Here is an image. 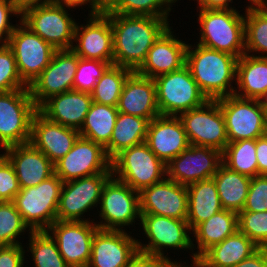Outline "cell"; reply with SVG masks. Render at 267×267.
I'll return each instance as SVG.
<instances>
[{
  "label": "cell",
  "instance_id": "obj_1",
  "mask_svg": "<svg viewBox=\"0 0 267 267\" xmlns=\"http://www.w3.org/2000/svg\"><path fill=\"white\" fill-rule=\"evenodd\" d=\"M113 30L114 65L137 71L155 41L169 27L165 18L104 13Z\"/></svg>",
  "mask_w": 267,
  "mask_h": 267
},
{
  "label": "cell",
  "instance_id": "obj_2",
  "mask_svg": "<svg viewBox=\"0 0 267 267\" xmlns=\"http://www.w3.org/2000/svg\"><path fill=\"white\" fill-rule=\"evenodd\" d=\"M187 45L186 65L201 92L208 100H217L234 94L238 58L200 44Z\"/></svg>",
  "mask_w": 267,
  "mask_h": 267
},
{
  "label": "cell",
  "instance_id": "obj_3",
  "mask_svg": "<svg viewBox=\"0 0 267 267\" xmlns=\"http://www.w3.org/2000/svg\"><path fill=\"white\" fill-rule=\"evenodd\" d=\"M200 45L229 53L245 54L244 16L236 9H200Z\"/></svg>",
  "mask_w": 267,
  "mask_h": 267
},
{
  "label": "cell",
  "instance_id": "obj_4",
  "mask_svg": "<svg viewBox=\"0 0 267 267\" xmlns=\"http://www.w3.org/2000/svg\"><path fill=\"white\" fill-rule=\"evenodd\" d=\"M63 181L56 175L36 186L20 188L13 202L32 231L47 230L57 220Z\"/></svg>",
  "mask_w": 267,
  "mask_h": 267
},
{
  "label": "cell",
  "instance_id": "obj_5",
  "mask_svg": "<svg viewBox=\"0 0 267 267\" xmlns=\"http://www.w3.org/2000/svg\"><path fill=\"white\" fill-rule=\"evenodd\" d=\"M111 171L113 177L140 193L165 178L166 165L143 142L117 154L111 160Z\"/></svg>",
  "mask_w": 267,
  "mask_h": 267
},
{
  "label": "cell",
  "instance_id": "obj_6",
  "mask_svg": "<svg viewBox=\"0 0 267 267\" xmlns=\"http://www.w3.org/2000/svg\"><path fill=\"white\" fill-rule=\"evenodd\" d=\"M154 82L160 115L178 116L202 106L208 100L186 64L178 70L157 76Z\"/></svg>",
  "mask_w": 267,
  "mask_h": 267
},
{
  "label": "cell",
  "instance_id": "obj_7",
  "mask_svg": "<svg viewBox=\"0 0 267 267\" xmlns=\"http://www.w3.org/2000/svg\"><path fill=\"white\" fill-rule=\"evenodd\" d=\"M38 111L29 87L0 92V146L25 144L30 141L31 122Z\"/></svg>",
  "mask_w": 267,
  "mask_h": 267
},
{
  "label": "cell",
  "instance_id": "obj_8",
  "mask_svg": "<svg viewBox=\"0 0 267 267\" xmlns=\"http://www.w3.org/2000/svg\"><path fill=\"white\" fill-rule=\"evenodd\" d=\"M180 118L190 145L209 147L224 152L229 141L225 119L217 100L183 112Z\"/></svg>",
  "mask_w": 267,
  "mask_h": 267
},
{
  "label": "cell",
  "instance_id": "obj_9",
  "mask_svg": "<svg viewBox=\"0 0 267 267\" xmlns=\"http://www.w3.org/2000/svg\"><path fill=\"white\" fill-rule=\"evenodd\" d=\"M229 142L257 139L266 133L265 110L260 100L235 94L217 99Z\"/></svg>",
  "mask_w": 267,
  "mask_h": 267
},
{
  "label": "cell",
  "instance_id": "obj_10",
  "mask_svg": "<svg viewBox=\"0 0 267 267\" xmlns=\"http://www.w3.org/2000/svg\"><path fill=\"white\" fill-rule=\"evenodd\" d=\"M19 24H16L7 45L13 51L22 81L29 87L50 64L56 49L21 20Z\"/></svg>",
  "mask_w": 267,
  "mask_h": 267
},
{
  "label": "cell",
  "instance_id": "obj_11",
  "mask_svg": "<svg viewBox=\"0 0 267 267\" xmlns=\"http://www.w3.org/2000/svg\"><path fill=\"white\" fill-rule=\"evenodd\" d=\"M99 205V216L104 220L96 224L99 229L125 230L122 227L141 218L139 192L113 176L103 186Z\"/></svg>",
  "mask_w": 267,
  "mask_h": 267
},
{
  "label": "cell",
  "instance_id": "obj_12",
  "mask_svg": "<svg viewBox=\"0 0 267 267\" xmlns=\"http://www.w3.org/2000/svg\"><path fill=\"white\" fill-rule=\"evenodd\" d=\"M63 5L49 3L27 10L20 20L56 50L71 49L76 22Z\"/></svg>",
  "mask_w": 267,
  "mask_h": 267
},
{
  "label": "cell",
  "instance_id": "obj_13",
  "mask_svg": "<svg viewBox=\"0 0 267 267\" xmlns=\"http://www.w3.org/2000/svg\"><path fill=\"white\" fill-rule=\"evenodd\" d=\"M140 215V225H142L143 232L149 239V243L143 245L142 242L138 241V250L140 252L168 258L163 253L164 248L193 250L196 247V244H193L194 239L191 240L189 236L192 232H190L191 230L186 220L154 214Z\"/></svg>",
  "mask_w": 267,
  "mask_h": 267
},
{
  "label": "cell",
  "instance_id": "obj_14",
  "mask_svg": "<svg viewBox=\"0 0 267 267\" xmlns=\"http://www.w3.org/2000/svg\"><path fill=\"white\" fill-rule=\"evenodd\" d=\"M112 173H98L63 182L57 207L58 221H90L81 217L100 204L101 193Z\"/></svg>",
  "mask_w": 267,
  "mask_h": 267
},
{
  "label": "cell",
  "instance_id": "obj_15",
  "mask_svg": "<svg viewBox=\"0 0 267 267\" xmlns=\"http://www.w3.org/2000/svg\"><path fill=\"white\" fill-rule=\"evenodd\" d=\"M55 174L63 181L112 173L111 160L105 148L92 140L79 136L72 149L55 164Z\"/></svg>",
  "mask_w": 267,
  "mask_h": 267
},
{
  "label": "cell",
  "instance_id": "obj_16",
  "mask_svg": "<svg viewBox=\"0 0 267 267\" xmlns=\"http://www.w3.org/2000/svg\"><path fill=\"white\" fill-rule=\"evenodd\" d=\"M90 221L56 220L46 231L55 240L59 252L70 267H87L93 236L99 229ZM51 232V233H50Z\"/></svg>",
  "mask_w": 267,
  "mask_h": 267
},
{
  "label": "cell",
  "instance_id": "obj_17",
  "mask_svg": "<svg viewBox=\"0 0 267 267\" xmlns=\"http://www.w3.org/2000/svg\"><path fill=\"white\" fill-rule=\"evenodd\" d=\"M78 61L79 57L72 49L54 52L50 64L29 86L37 108L50 97L73 90Z\"/></svg>",
  "mask_w": 267,
  "mask_h": 267
},
{
  "label": "cell",
  "instance_id": "obj_18",
  "mask_svg": "<svg viewBox=\"0 0 267 267\" xmlns=\"http://www.w3.org/2000/svg\"><path fill=\"white\" fill-rule=\"evenodd\" d=\"M222 164V152L190 145L166 164V177L188 186L200 180L212 178Z\"/></svg>",
  "mask_w": 267,
  "mask_h": 267
},
{
  "label": "cell",
  "instance_id": "obj_19",
  "mask_svg": "<svg viewBox=\"0 0 267 267\" xmlns=\"http://www.w3.org/2000/svg\"><path fill=\"white\" fill-rule=\"evenodd\" d=\"M86 25L76 23L72 50L83 59L100 60L114 65L113 30L110 19L102 12L89 16Z\"/></svg>",
  "mask_w": 267,
  "mask_h": 267
},
{
  "label": "cell",
  "instance_id": "obj_20",
  "mask_svg": "<svg viewBox=\"0 0 267 267\" xmlns=\"http://www.w3.org/2000/svg\"><path fill=\"white\" fill-rule=\"evenodd\" d=\"M140 214L187 220V186L165 177L139 193Z\"/></svg>",
  "mask_w": 267,
  "mask_h": 267
},
{
  "label": "cell",
  "instance_id": "obj_21",
  "mask_svg": "<svg viewBox=\"0 0 267 267\" xmlns=\"http://www.w3.org/2000/svg\"><path fill=\"white\" fill-rule=\"evenodd\" d=\"M138 251V239L124 230L98 229L87 267H126Z\"/></svg>",
  "mask_w": 267,
  "mask_h": 267
},
{
  "label": "cell",
  "instance_id": "obj_22",
  "mask_svg": "<svg viewBox=\"0 0 267 267\" xmlns=\"http://www.w3.org/2000/svg\"><path fill=\"white\" fill-rule=\"evenodd\" d=\"M145 142L165 165L190 146L178 116L159 115L152 119Z\"/></svg>",
  "mask_w": 267,
  "mask_h": 267
},
{
  "label": "cell",
  "instance_id": "obj_23",
  "mask_svg": "<svg viewBox=\"0 0 267 267\" xmlns=\"http://www.w3.org/2000/svg\"><path fill=\"white\" fill-rule=\"evenodd\" d=\"M79 131L52 122L37 111L31 122L30 143L55 164L73 147Z\"/></svg>",
  "mask_w": 267,
  "mask_h": 267
},
{
  "label": "cell",
  "instance_id": "obj_24",
  "mask_svg": "<svg viewBox=\"0 0 267 267\" xmlns=\"http://www.w3.org/2000/svg\"><path fill=\"white\" fill-rule=\"evenodd\" d=\"M171 30V27H168L152 45L145 61L136 71L139 75L154 79L186 64L188 44L176 39Z\"/></svg>",
  "mask_w": 267,
  "mask_h": 267
},
{
  "label": "cell",
  "instance_id": "obj_25",
  "mask_svg": "<svg viewBox=\"0 0 267 267\" xmlns=\"http://www.w3.org/2000/svg\"><path fill=\"white\" fill-rule=\"evenodd\" d=\"M3 155L12 164L20 188L36 186L55 174L54 164L30 142L4 149Z\"/></svg>",
  "mask_w": 267,
  "mask_h": 267
},
{
  "label": "cell",
  "instance_id": "obj_26",
  "mask_svg": "<svg viewBox=\"0 0 267 267\" xmlns=\"http://www.w3.org/2000/svg\"><path fill=\"white\" fill-rule=\"evenodd\" d=\"M118 112L149 122L160 115L154 79L132 72L126 79L117 105Z\"/></svg>",
  "mask_w": 267,
  "mask_h": 267
},
{
  "label": "cell",
  "instance_id": "obj_27",
  "mask_svg": "<svg viewBox=\"0 0 267 267\" xmlns=\"http://www.w3.org/2000/svg\"><path fill=\"white\" fill-rule=\"evenodd\" d=\"M92 103L90 93L70 90L50 97L38 111L52 122L79 131Z\"/></svg>",
  "mask_w": 267,
  "mask_h": 267
},
{
  "label": "cell",
  "instance_id": "obj_28",
  "mask_svg": "<svg viewBox=\"0 0 267 267\" xmlns=\"http://www.w3.org/2000/svg\"><path fill=\"white\" fill-rule=\"evenodd\" d=\"M234 94L260 100L267 91V57L244 54L237 60ZM243 92V93H242Z\"/></svg>",
  "mask_w": 267,
  "mask_h": 267
},
{
  "label": "cell",
  "instance_id": "obj_29",
  "mask_svg": "<svg viewBox=\"0 0 267 267\" xmlns=\"http://www.w3.org/2000/svg\"><path fill=\"white\" fill-rule=\"evenodd\" d=\"M187 192L188 211L186 221L191 231L198 224L223 210L213 177L188 185Z\"/></svg>",
  "mask_w": 267,
  "mask_h": 267
},
{
  "label": "cell",
  "instance_id": "obj_30",
  "mask_svg": "<svg viewBox=\"0 0 267 267\" xmlns=\"http://www.w3.org/2000/svg\"><path fill=\"white\" fill-rule=\"evenodd\" d=\"M259 247L241 231L209 248L201 257L207 267H234L249 258Z\"/></svg>",
  "mask_w": 267,
  "mask_h": 267
},
{
  "label": "cell",
  "instance_id": "obj_31",
  "mask_svg": "<svg viewBox=\"0 0 267 267\" xmlns=\"http://www.w3.org/2000/svg\"><path fill=\"white\" fill-rule=\"evenodd\" d=\"M237 230L238 214L225 209L219 211L192 230L197 244L195 249H198L193 255L202 256L209 248L221 243Z\"/></svg>",
  "mask_w": 267,
  "mask_h": 267
},
{
  "label": "cell",
  "instance_id": "obj_32",
  "mask_svg": "<svg viewBox=\"0 0 267 267\" xmlns=\"http://www.w3.org/2000/svg\"><path fill=\"white\" fill-rule=\"evenodd\" d=\"M213 180L222 208L240 213L246 202L251 178L230 170L222 163L213 176Z\"/></svg>",
  "mask_w": 267,
  "mask_h": 267
},
{
  "label": "cell",
  "instance_id": "obj_33",
  "mask_svg": "<svg viewBox=\"0 0 267 267\" xmlns=\"http://www.w3.org/2000/svg\"><path fill=\"white\" fill-rule=\"evenodd\" d=\"M149 121L145 118L118 112L110 143L105 147L112 160L121 151L146 141Z\"/></svg>",
  "mask_w": 267,
  "mask_h": 267
},
{
  "label": "cell",
  "instance_id": "obj_34",
  "mask_svg": "<svg viewBox=\"0 0 267 267\" xmlns=\"http://www.w3.org/2000/svg\"><path fill=\"white\" fill-rule=\"evenodd\" d=\"M117 116V107L93 102L79 130L80 136L105 148L110 143Z\"/></svg>",
  "mask_w": 267,
  "mask_h": 267
},
{
  "label": "cell",
  "instance_id": "obj_35",
  "mask_svg": "<svg viewBox=\"0 0 267 267\" xmlns=\"http://www.w3.org/2000/svg\"><path fill=\"white\" fill-rule=\"evenodd\" d=\"M245 14V54L256 52L261 53L258 57H267V6L248 5Z\"/></svg>",
  "mask_w": 267,
  "mask_h": 267
},
{
  "label": "cell",
  "instance_id": "obj_36",
  "mask_svg": "<svg viewBox=\"0 0 267 267\" xmlns=\"http://www.w3.org/2000/svg\"><path fill=\"white\" fill-rule=\"evenodd\" d=\"M222 163L250 178L258 176L256 139L229 142L222 153Z\"/></svg>",
  "mask_w": 267,
  "mask_h": 267
},
{
  "label": "cell",
  "instance_id": "obj_37",
  "mask_svg": "<svg viewBox=\"0 0 267 267\" xmlns=\"http://www.w3.org/2000/svg\"><path fill=\"white\" fill-rule=\"evenodd\" d=\"M132 72L122 66L110 65L90 93L93 102L117 107L124 83Z\"/></svg>",
  "mask_w": 267,
  "mask_h": 267
},
{
  "label": "cell",
  "instance_id": "obj_38",
  "mask_svg": "<svg viewBox=\"0 0 267 267\" xmlns=\"http://www.w3.org/2000/svg\"><path fill=\"white\" fill-rule=\"evenodd\" d=\"M178 0H113L103 13L150 16L168 20L172 4Z\"/></svg>",
  "mask_w": 267,
  "mask_h": 267
},
{
  "label": "cell",
  "instance_id": "obj_39",
  "mask_svg": "<svg viewBox=\"0 0 267 267\" xmlns=\"http://www.w3.org/2000/svg\"><path fill=\"white\" fill-rule=\"evenodd\" d=\"M29 249L35 267H70L59 252L55 240L46 230L29 232Z\"/></svg>",
  "mask_w": 267,
  "mask_h": 267
},
{
  "label": "cell",
  "instance_id": "obj_40",
  "mask_svg": "<svg viewBox=\"0 0 267 267\" xmlns=\"http://www.w3.org/2000/svg\"><path fill=\"white\" fill-rule=\"evenodd\" d=\"M26 229L32 231L24 222L13 201L0 204V246L22 244L18 239Z\"/></svg>",
  "mask_w": 267,
  "mask_h": 267
},
{
  "label": "cell",
  "instance_id": "obj_41",
  "mask_svg": "<svg viewBox=\"0 0 267 267\" xmlns=\"http://www.w3.org/2000/svg\"><path fill=\"white\" fill-rule=\"evenodd\" d=\"M238 230L259 248H267V211L238 213Z\"/></svg>",
  "mask_w": 267,
  "mask_h": 267
},
{
  "label": "cell",
  "instance_id": "obj_42",
  "mask_svg": "<svg viewBox=\"0 0 267 267\" xmlns=\"http://www.w3.org/2000/svg\"><path fill=\"white\" fill-rule=\"evenodd\" d=\"M109 66L108 62L79 57L73 90L91 93L97 81Z\"/></svg>",
  "mask_w": 267,
  "mask_h": 267
},
{
  "label": "cell",
  "instance_id": "obj_43",
  "mask_svg": "<svg viewBox=\"0 0 267 267\" xmlns=\"http://www.w3.org/2000/svg\"><path fill=\"white\" fill-rule=\"evenodd\" d=\"M26 88L28 86L20 77L13 51L7 44L0 45V92Z\"/></svg>",
  "mask_w": 267,
  "mask_h": 267
},
{
  "label": "cell",
  "instance_id": "obj_44",
  "mask_svg": "<svg viewBox=\"0 0 267 267\" xmlns=\"http://www.w3.org/2000/svg\"><path fill=\"white\" fill-rule=\"evenodd\" d=\"M242 211H267V175L251 178L248 195Z\"/></svg>",
  "mask_w": 267,
  "mask_h": 267
},
{
  "label": "cell",
  "instance_id": "obj_45",
  "mask_svg": "<svg viewBox=\"0 0 267 267\" xmlns=\"http://www.w3.org/2000/svg\"><path fill=\"white\" fill-rule=\"evenodd\" d=\"M20 191L19 182L15 170L9 160L2 155L0 157V195L6 201H13Z\"/></svg>",
  "mask_w": 267,
  "mask_h": 267
},
{
  "label": "cell",
  "instance_id": "obj_46",
  "mask_svg": "<svg viewBox=\"0 0 267 267\" xmlns=\"http://www.w3.org/2000/svg\"><path fill=\"white\" fill-rule=\"evenodd\" d=\"M12 14L21 17L11 0H0V45L8 43L9 37L16 27L9 20Z\"/></svg>",
  "mask_w": 267,
  "mask_h": 267
},
{
  "label": "cell",
  "instance_id": "obj_47",
  "mask_svg": "<svg viewBox=\"0 0 267 267\" xmlns=\"http://www.w3.org/2000/svg\"><path fill=\"white\" fill-rule=\"evenodd\" d=\"M24 255L22 244L0 246V267H23Z\"/></svg>",
  "mask_w": 267,
  "mask_h": 267
},
{
  "label": "cell",
  "instance_id": "obj_48",
  "mask_svg": "<svg viewBox=\"0 0 267 267\" xmlns=\"http://www.w3.org/2000/svg\"><path fill=\"white\" fill-rule=\"evenodd\" d=\"M166 260V257L149 255L138 251L126 267H165Z\"/></svg>",
  "mask_w": 267,
  "mask_h": 267
},
{
  "label": "cell",
  "instance_id": "obj_49",
  "mask_svg": "<svg viewBox=\"0 0 267 267\" xmlns=\"http://www.w3.org/2000/svg\"><path fill=\"white\" fill-rule=\"evenodd\" d=\"M258 175H267V134L256 139Z\"/></svg>",
  "mask_w": 267,
  "mask_h": 267
},
{
  "label": "cell",
  "instance_id": "obj_50",
  "mask_svg": "<svg viewBox=\"0 0 267 267\" xmlns=\"http://www.w3.org/2000/svg\"><path fill=\"white\" fill-rule=\"evenodd\" d=\"M53 3L66 6V8H75L84 4H90V14H99L105 10V7L98 0H53Z\"/></svg>",
  "mask_w": 267,
  "mask_h": 267
},
{
  "label": "cell",
  "instance_id": "obj_51",
  "mask_svg": "<svg viewBox=\"0 0 267 267\" xmlns=\"http://www.w3.org/2000/svg\"><path fill=\"white\" fill-rule=\"evenodd\" d=\"M234 267H267V248H259L249 258Z\"/></svg>",
  "mask_w": 267,
  "mask_h": 267
},
{
  "label": "cell",
  "instance_id": "obj_52",
  "mask_svg": "<svg viewBox=\"0 0 267 267\" xmlns=\"http://www.w3.org/2000/svg\"><path fill=\"white\" fill-rule=\"evenodd\" d=\"M14 8L23 15L27 10L52 3L53 0H11Z\"/></svg>",
  "mask_w": 267,
  "mask_h": 267
},
{
  "label": "cell",
  "instance_id": "obj_53",
  "mask_svg": "<svg viewBox=\"0 0 267 267\" xmlns=\"http://www.w3.org/2000/svg\"><path fill=\"white\" fill-rule=\"evenodd\" d=\"M199 9H234L229 3L232 0H197Z\"/></svg>",
  "mask_w": 267,
  "mask_h": 267
},
{
  "label": "cell",
  "instance_id": "obj_54",
  "mask_svg": "<svg viewBox=\"0 0 267 267\" xmlns=\"http://www.w3.org/2000/svg\"><path fill=\"white\" fill-rule=\"evenodd\" d=\"M191 261L193 262V265L191 264L192 267H207L201 256L192 254V260ZM165 267H188V265L183 266L182 263H180V262L178 263L176 261L173 262V261H171V259L167 258Z\"/></svg>",
  "mask_w": 267,
  "mask_h": 267
},
{
  "label": "cell",
  "instance_id": "obj_55",
  "mask_svg": "<svg viewBox=\"0 0 267 267\" xmlns=\"http://www.w3.org/2000/svg\"><path fill=\"white\" fill-rule=\"evenodd\" d=\"M262 108L267 111V91L266 93L262 96V98L260 99Z\"/></svg>",
  "mask_w": 267,
  "mask_h": 267
},
{
  "label": "cell",
  "instance_id": "obj_56",
  "mask_svg": "<svg viewBox=\"0 0 267 267\" xmlns=\"http://www.w3.org/2000/svg\"><path fill=\"white\" fill-rule=\"evenodd\" d=\"M250 5H264L265 0H249Z\"/></svg>",
  "mask_w": 267,
  "mask_h": 267
},
{
  "label": "cell",
  "instance_id": "obj_57",
  "mask_svg": "<svg viewBox=\"0 0 267 267\" xmlns=\"http://www.w3.org/2000/svg\"><path fill=\"white\" fill-rule=\"evenodd\" d=\"M105 8L113 1V0H98Z\"/></svg>",
  "mask_w": 267,
  "mask_h": 267
},
{
  "label": "cell",
  "instance_id": "obj_58",
  "mask_svg": "<svg viewBox=\"0 0 267 267\" xmlns=\"http://www.w3.org/2000/svg\"><path fill=\"white\" fill-rule=\"evenodd\" d=\"M265 123H266V133H267V111H265Z\"/></svg>",
  "mask_w": 267,
  "mask_h": 267
},
{
  "label": "cell",
  "instance_id": "obj_59",
  "mask_svg": "<svg viewBox=\"0 0 267 267\" xmlns=\"http://www.w3.org/2000/svg\"><path fill=\"white\" fill-rule=\"evenodd\" d=\"M5 201L1 198V195H0V204L1 203H4Z\"/></svg>",
  "mask_w": 267,
  "mask_h": 267
}]
</instances>
